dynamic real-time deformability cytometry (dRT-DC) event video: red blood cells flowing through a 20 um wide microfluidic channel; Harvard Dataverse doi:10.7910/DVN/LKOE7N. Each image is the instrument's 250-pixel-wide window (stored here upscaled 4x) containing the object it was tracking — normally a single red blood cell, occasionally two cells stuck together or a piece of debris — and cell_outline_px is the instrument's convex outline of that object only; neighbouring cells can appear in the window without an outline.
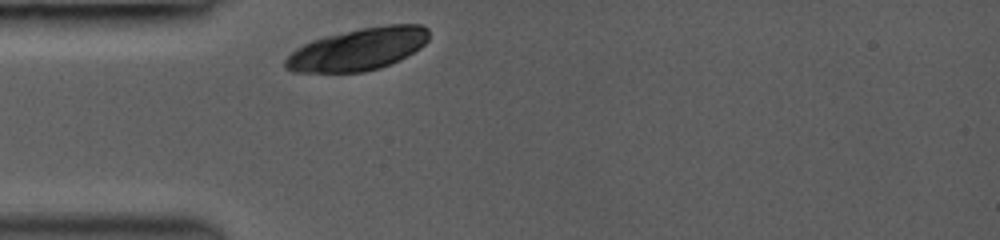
{"species": "common noctule bat (a hibernating species)", "species_latin": "Nyctalus noctula", "temperature_condition": "room temperature", "stored_images_in_passage": 29, "camera_frame_rate_fps": 3000, "um_per_image_px": 0.085, "animal": {"sex": "female", "body_mass_g": 19.0, "forearm_length_mm": 53.3}, "frame": {"image": 1, "passage_image": 1, "time_ms": 0.0, "image_size_px": [1000, 240], "cell_outline_px": [[428, 40], [420, 48], [400, 60], [380, 68], [364, 72], [292, 72], [284, 68], [284, 60], [296, 48], [312, 40], [324, 36], [360, 28], [388, 24], [420, 24], [428, 28]], "centroid_in_image_um": [30.43, 4.18], "position_along_channel_um": 54.6, "area_um2": 35.49}}